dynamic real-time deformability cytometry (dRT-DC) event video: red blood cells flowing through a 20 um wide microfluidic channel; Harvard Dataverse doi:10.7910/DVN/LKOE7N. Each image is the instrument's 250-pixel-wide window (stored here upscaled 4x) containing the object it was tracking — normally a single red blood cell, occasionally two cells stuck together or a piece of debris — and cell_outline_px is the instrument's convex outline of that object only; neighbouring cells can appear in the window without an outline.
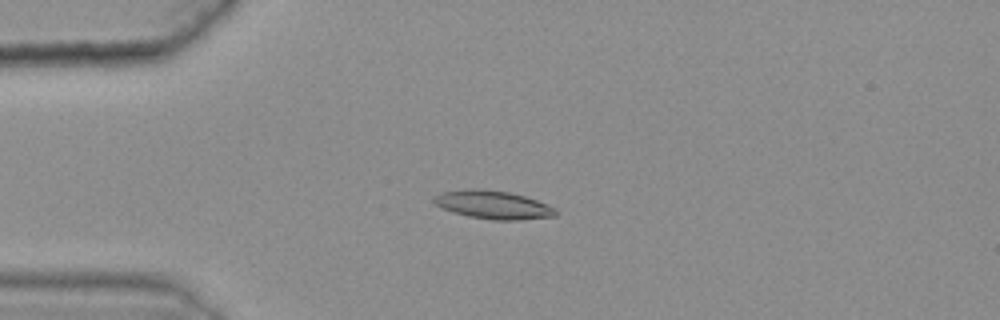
{"species": "common noctule bat (a hibernating species)", "species_latin": "Nyctalus noctula", "temperature_condition": "warm", "stored_images_in_passage": 48, "camera_frame_rate_fps": 3000, "um_per_image_px": 0.085, "animal": {"sex": "female", "body_mass_g": 25.1}, "frame": {"image": 1, "passage_image": 15, "time_ms": 4.667, "image_size_px": [1000, 320], "cell_outline_px": [[556, 216], [520, 220], [492, 220], [468, 216], [452, 212], [436, 204], [432, 200], [432, 196], [440, 192], [472, 188], [480, 188], [508, 192], [524, 196], [548, 204], [556, 208]], "centroid_in_image_um": [41.9, 17.4], "position_along_channel_um": 43.1, "area_um2": 20.17}}
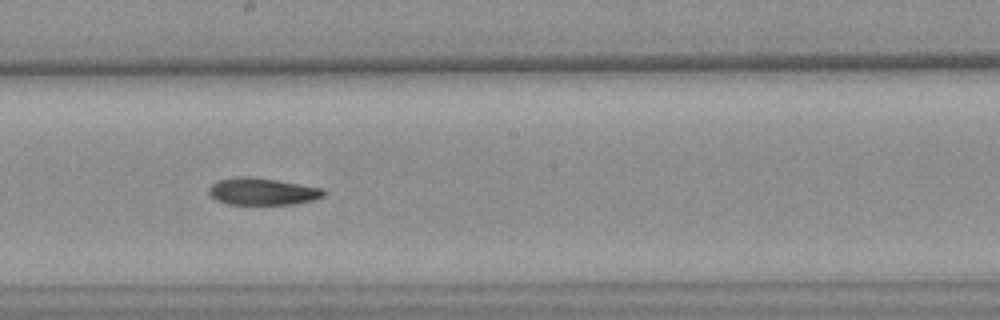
{"frame": {"image": 2, "passage_image": 32, "time_ms": 10.333, "image_size_px": [1000, 320], "cell_outline_px": [[324, 196], [312, 200], [292, 204], [228, 204], [216, 200], [208, 192], [208, 188], [216, 180], [240, 176], [248, 176], [276, 180], [324, 188]], "centroid_in_image_um": [22.27, 16.27], "position_along_channel_um": 225.9, "area_um2": 18.03}}
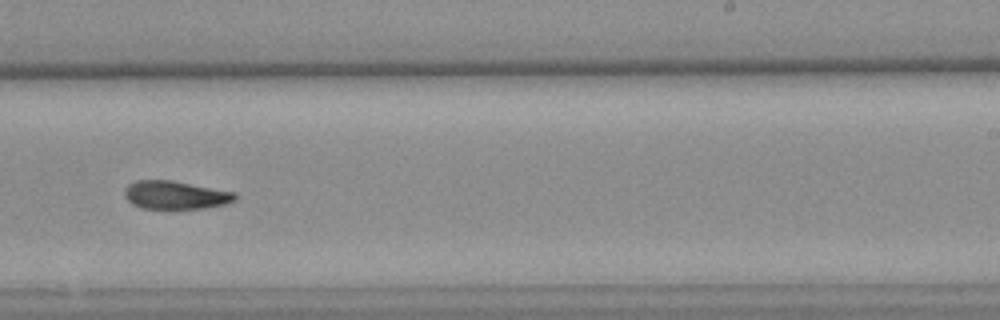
{"frame": {"image": 3, "passage_image": 36, "time_ms": 11.667, "image_size_px": [1000, 320], "cell_outline_px": [[236, 200], [224, 204], [204, 208], [144, 208], [132, 204], [124, 196], [124, 188], [128, 184], [136, 180], [172, 180], [236, 192]], "centroid_in_image_um": [14.9, 16.56], "position_along_channel_um": 274.1, "area_um2": 18.15}, "authors_computed_cell_mechanics": {"area_um2": 18.7561, "velocity_mm_per_s": 3.6287, "shape_relaxation_time_tau1_ms": null, "shape_relaxation_time_tau2_ms": 9.8963, "deformation_change_tau1": null, "deformation_change_tau2": 0.179}}